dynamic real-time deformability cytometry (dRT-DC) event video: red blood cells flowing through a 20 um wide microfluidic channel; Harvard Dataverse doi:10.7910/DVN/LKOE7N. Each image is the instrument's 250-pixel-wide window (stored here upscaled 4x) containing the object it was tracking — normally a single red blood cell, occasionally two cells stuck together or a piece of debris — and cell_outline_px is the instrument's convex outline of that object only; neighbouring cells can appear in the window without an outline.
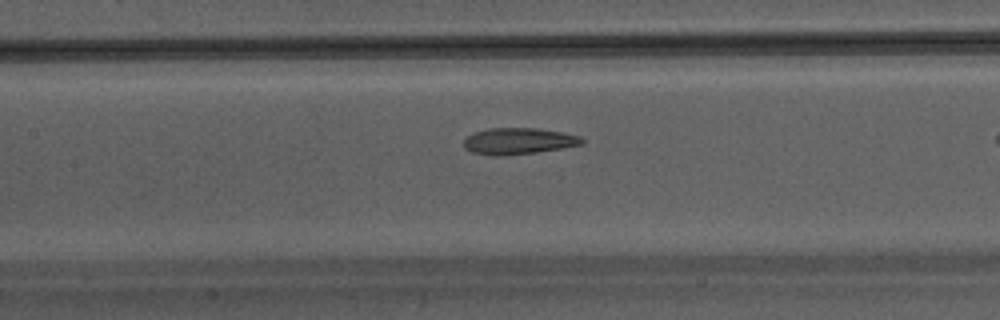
{"species": "Egyptian fruit bat (a non-hibernating species)", "species_latin": "Rousettus aegyptiacus", "temperature_condition": "warm", "stored_images_in_passage": 27, "camera_frame_rate_fps": 3000, "um_per_image_px": 0.085, "animal": {"sex": "male"}, "frame": {"image": 1, "passage_image": 12, "time_ms": 3.667, "image_size_px": [1000, 320], "cell_outline_px": [[584, 144], [564, 148], [536, 152], [504, 156], [492, 156], [472, 152], [464, 148], [464, 140], [468, 136], [476, 132], [488, 128], [540, 128], [564, 132], [580, 136], [584, 140]], "centroid_in_image_um": [44.11, 11.99], "position_along_channel_um": 163.3, "area_um2": 18.38}}